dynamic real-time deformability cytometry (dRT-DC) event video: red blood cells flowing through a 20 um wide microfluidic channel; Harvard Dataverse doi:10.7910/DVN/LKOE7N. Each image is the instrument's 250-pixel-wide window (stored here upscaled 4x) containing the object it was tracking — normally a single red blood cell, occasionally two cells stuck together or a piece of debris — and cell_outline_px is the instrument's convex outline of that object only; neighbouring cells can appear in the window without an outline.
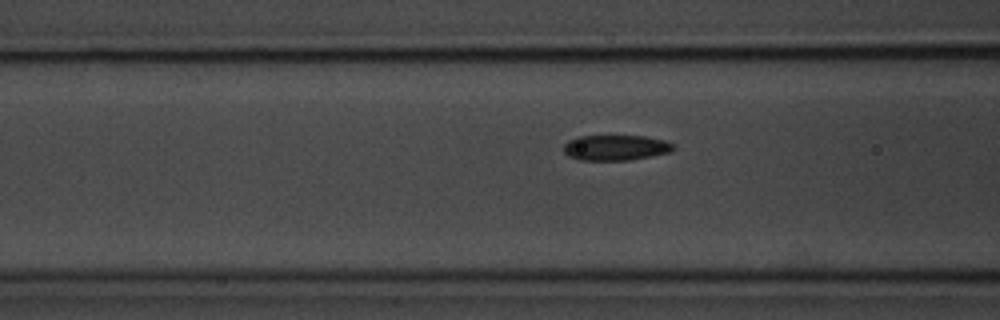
{"species": "common noctule bat (a hibernating species)", "species_latin": "Nyctalus noctula", "temperature_condition": "room temperature", "stored_images_in_passage": 16, "camera_frame_rate_fps": 3000, "um_per_image_px": 0.085, "animal": {"sex": "male", "body_mass_g": 20.1, "forearm_length_mm": 53.5}, "frame": {"image": 1, "passage_image": 10, "time_ms": 3.0, "image_size_px": [1000, 320], "cell_outline_px": [[676, 144], [668, 152], [628, 160], [580, 160], [568, 156], [564, 152], [564, 144], [568, 140], [576, 136], [644, 136], [664, 140]], "centroid_in_image_um": [52.27, 12.54], "position_along_channel_um": 114.3, "area_um2": 16.13}}
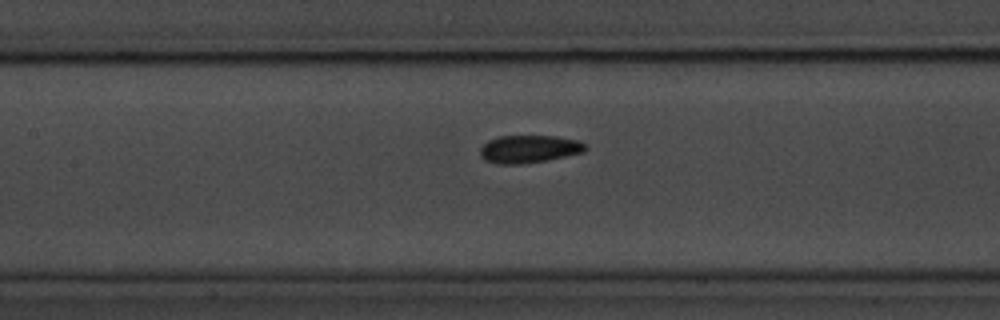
{"frame": {"image": 2, "passage_image": 14, "time_ms": 4.333, "image_size_px": [1000, 320], "cell_outline_px": [[588, 148], [584, 152], [548, 160], [520, 164], [500, 164], [484, 160], [480, 156], [480, 148], [488, 140], [500, 136], [556, 136], [580, 140]], "centroid_in_image_um": [44.98, 12.66], "position_along_channel_um": 162.4, "area_um2": 17.11}}